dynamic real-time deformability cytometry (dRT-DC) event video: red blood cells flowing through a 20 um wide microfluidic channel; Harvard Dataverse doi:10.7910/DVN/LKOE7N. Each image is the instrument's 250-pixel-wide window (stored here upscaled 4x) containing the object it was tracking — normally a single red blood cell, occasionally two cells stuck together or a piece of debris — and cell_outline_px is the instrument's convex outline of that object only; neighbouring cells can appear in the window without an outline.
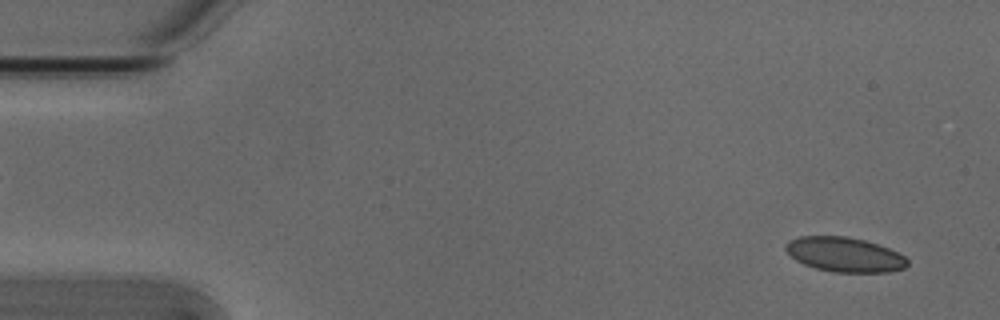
{"species": "Egyptian fruit bat (a non-hibernating species)", "species_latin": "Rousettus aegyptiacus", "temperature_condition": "cold", "stored_images_in_passage": 52, "camera_frame_rate_fps": 3000, "um_per_image_px": 0.085, "animal": {"sex": "male"}, "frame": {"image": 1, "passage_image": 2, "time_ms": 0.333, "image_size_px": [1000, 320], "cell_outline_px": [[908, 264], [904, 268], [888, 272], [832, 272], [816, 268], [804, 264], [796, 260], [784, 248], [784, 244], [788, 240], [800, 236], [848, 236], [864, 240], [888, 248], [904, 256], [908, 260]], "centroid_in_image_um": [71.76, 21.63], "position_along_channel_um": 13.2, "area_um2": 24.51}}
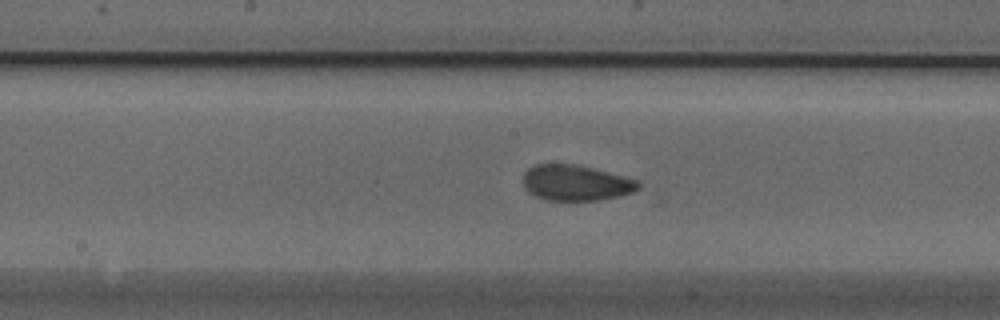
{"frame": {"image": 2, "passage_image": 26, "time_ms": 8.333, "image_size_px": [1000, 320], "cell_outline_px": [[640, 188], [632, 192], [600, 200], [548, 200], [536, 196], [528, 192], [524, 188], [524, 172], [528, 168], [536, 164], [576, 164], [592, 168], [636, 180], [640, 184]], "centroid_in_image_um": [48.91, 15.54], "position_along_channel_um": 199.3, "area_um2": 23.64}}
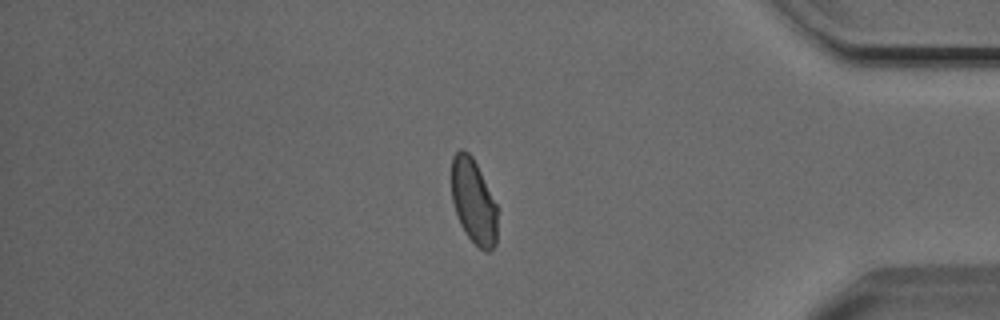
{"frame": {"image": 3, "passage_image": 44, "time_ms": 14.333, "image_size_px": [1000, 320], "cell_outline_px": [[496, 244], [488, 252], [484, 252], [464, 232], [460, 224], [452, 200], [452, 156], [460, 148], [468, 152], [472, 156], [496, 204]], "centroid_in_image_um": [40.23, 17.12], "position_along_channel_um": 395.0, "area_um2": 22.31}, "authors_computed_cell_mechanics": {"area_um2": 23.987, "velocity_mm_per_s": 3.7889, "shape_relaxation_time_tau1_ms": 4.0662, "shape_relaxation_time_tau2_ms": 1.5068, "deformation_change_tau1": 0.0905, "deformation_change_tau2": 0.0355}}